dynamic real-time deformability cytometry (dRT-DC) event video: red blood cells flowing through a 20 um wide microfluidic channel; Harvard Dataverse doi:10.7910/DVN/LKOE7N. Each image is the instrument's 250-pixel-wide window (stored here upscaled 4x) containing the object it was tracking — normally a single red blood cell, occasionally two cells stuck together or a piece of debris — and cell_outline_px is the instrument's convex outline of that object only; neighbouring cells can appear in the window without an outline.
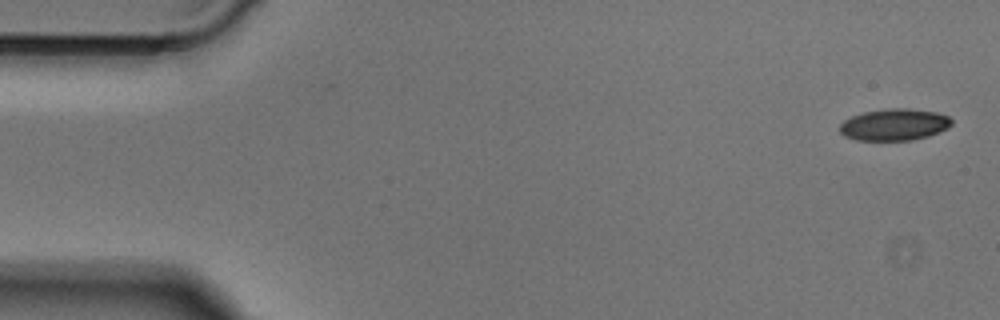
{"species": "Egyptian fruit bat (a non-hibernating species)", "species_latin": "Rousettus aegyptiacus", "temperature_condition": "cold", "stored_images_in_passage": 49, "camera_frame_rate_fps": 3000, "um_per_image_px": 0.085, "animal": {"sex": "male"}, "frame": {"image": 1, "passage_image": 1, "time_ms": 0.0, "image_size_px": [1000, 320], "cell_outline_px": [[952, 124], [948, 128], [940, 132], [928, 136], [912, 140], [856, 140], [844, 136], [840, 132], [840, 124], [844, 120], [852, 116], [864, 112], [888, 108], [908, 108], [936, 112], [948, 116], [952, 120]], "centroid_in_image_um": [76.03, 10.59], "position_along_channel_um": 9.0, "area_um2": 20.75}}
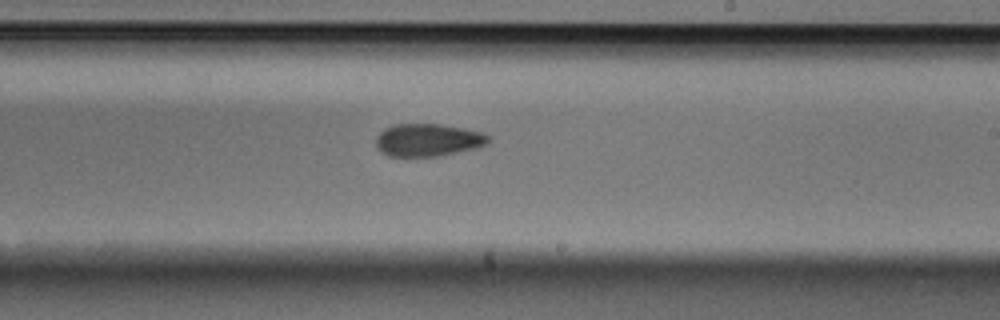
{"frame": {"image": 2, "passage_image": 28, "time_ms": 9.0, "image_size_px": [1000, 320], "cell_outline_px": [[488, 140], [484, 144], [476, 148], [440, 156], [388, 156], [380, 152], [376, 148], [376, 136], [384, 128], [392, 124], [440, 124], [480, 132], [488, 136]], "centroid_in_image_um": [36.29, 11.9], "position_along_channel_um": 252.7, "area_um2": 21.27}}
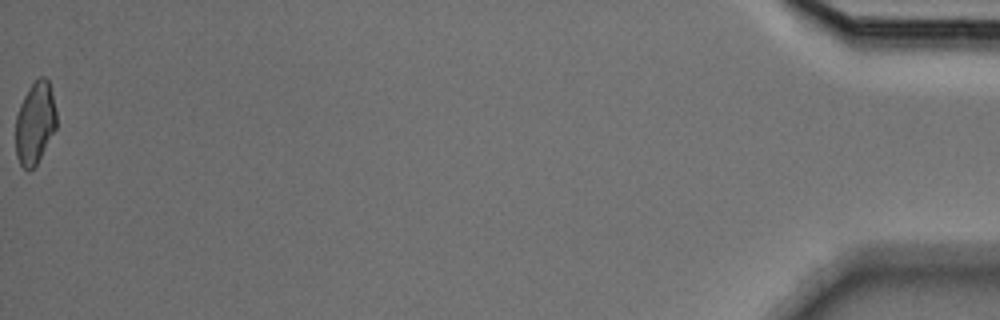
{"frame": {"image": 3, "passage_image": 49, "time_ms": 16.0, "image_size_px": [1000, 320], "cell_outline_px": [[56, 128], [36, 164], [28, 172], [20, 164], [16, 156], [16, 116], [20, 104], [28, 88], [40, 76], [44, 76], [48, 80], [56, 112]], "centroid_in_image_um": [2.96, 10.46], "position_along_channel_um": 432.2, "area_um2": 19.31}}